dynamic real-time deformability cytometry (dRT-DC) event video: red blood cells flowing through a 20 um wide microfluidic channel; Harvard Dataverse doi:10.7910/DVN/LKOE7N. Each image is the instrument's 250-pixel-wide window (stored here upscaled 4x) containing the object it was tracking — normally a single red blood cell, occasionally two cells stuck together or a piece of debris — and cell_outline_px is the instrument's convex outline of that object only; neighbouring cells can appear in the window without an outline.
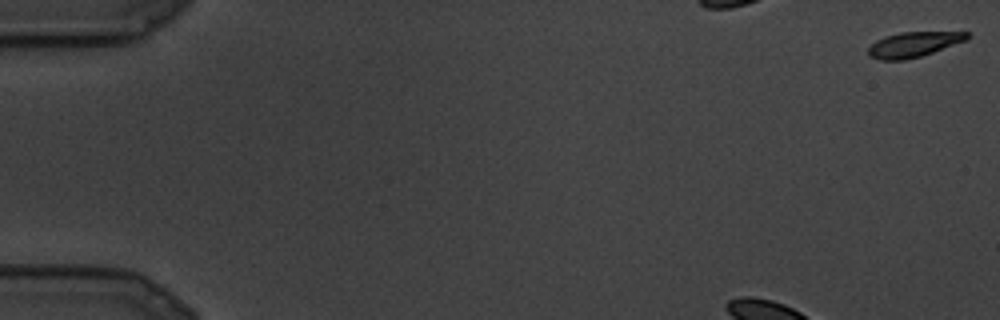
{"species": "common noctule bat (a hibernating species)", "species_latin": "Nyctalus noctula", "temperature_condition": "cold", "stored_images_in_passage": 27, "camera_frame_rate_fps": 3000, "um_per_image_px": 0.085, "animal": {"sex": "male", "body_mass_g": 19.5, "forearm_length_mm": 54.6}, "frame": {"image": 1, "passage_image": 1, "time_ms": 0.0, "image_size_px": [1000, 320], "cell_outline_px": [[972, 36], [968, 40], [920, 56], [904, 60], [880, 60], [868, 56], [868, 48], [876, 40], [884, 36], [900, 32], [968, 32]], "centroid_in_image_um": [77.66, 3.77], "position_along_channel_um": 7.3, "area_um2": 14.51}}
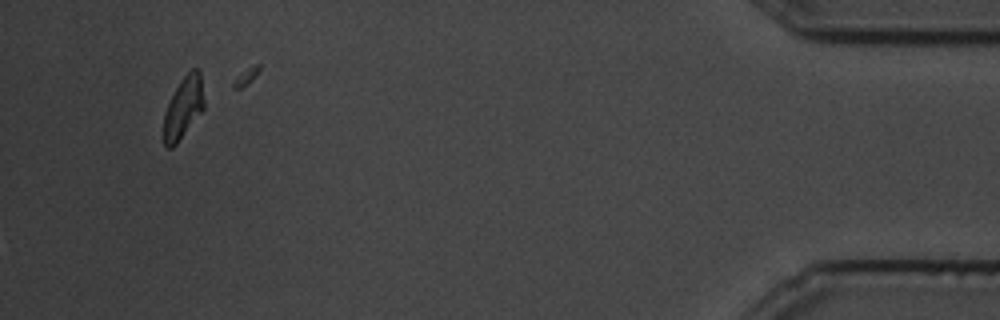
{"frame": {"image": 2, "passage_image": 27, "time_ms": 8.667, "image_size_px": [1000, 320], "cell_outline_px": [[204, 108], [176, 144], [172, 148], [168, 148], [164, 144], [164, 112], [180, 80], [192, 68], [196, 68], [200, 72], [204, 100]], "centroid_in_image_um": [15.59, 9.14], "position_along_channel_um": 419.6, "area_um2": 14.22}}